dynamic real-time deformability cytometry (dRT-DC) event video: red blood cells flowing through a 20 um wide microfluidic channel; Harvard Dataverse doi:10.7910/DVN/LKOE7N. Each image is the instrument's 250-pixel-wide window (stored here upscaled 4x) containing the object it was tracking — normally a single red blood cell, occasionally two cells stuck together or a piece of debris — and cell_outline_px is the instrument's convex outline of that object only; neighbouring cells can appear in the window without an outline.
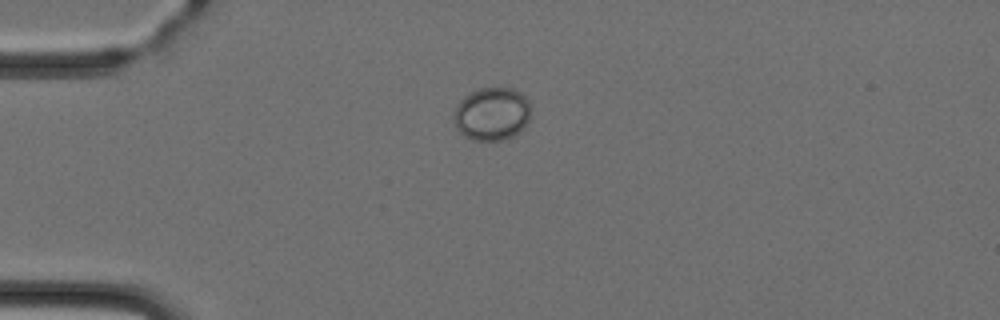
{"species": "Egyptian fruit bat (a non-hibernating species)", "species_latin": "Rousettus aegyptiacus", "temperature_condition": "cold", "stored_images_in_passage": 5, "camera_frame_rate_fps": 3000, "um_per_image_px": 0.085, "animal": {"sex": "female"}, "frame": {"image": 1, "passage_image": 3, "time_ms": 3.333, "image_size_px": [1000, 320], "cell_outline_px": [[532, 108], [528, 120], [520, 132], [516, 136], [504, 140], [472, 140], [464, 136], [456, 128], [452, 120], [452, 116], [456, 104], [464, 96], [476, 88], [512, 88], [520, 92], [528, 100]], "centroid_in_image_um": [41.79, 9.68], "position_along_channel_um": 43.2, "area_um2": 24.39}}